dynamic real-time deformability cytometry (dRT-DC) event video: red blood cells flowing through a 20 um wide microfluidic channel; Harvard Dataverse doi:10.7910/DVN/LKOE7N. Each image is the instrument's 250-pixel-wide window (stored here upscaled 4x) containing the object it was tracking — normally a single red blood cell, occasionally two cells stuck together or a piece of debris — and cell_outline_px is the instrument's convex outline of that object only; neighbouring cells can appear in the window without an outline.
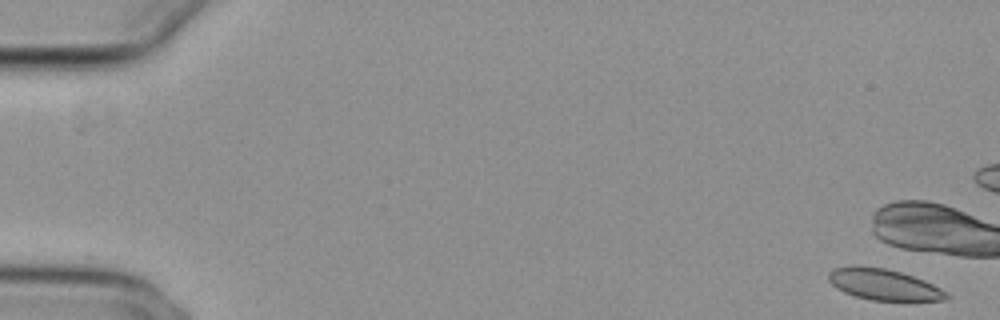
{"species": "common noctule bat (a hibernating species)", "species_latin": "Nyctalus noctula", "temperature_condition": "cold", "stored_images_in_passage": 6, "camera_frame_rate_fps": 3000, "um_per_image_px": 0.085, "animal": {"sex": "female", "body_mass_g": 29.2, "forearm_length_mm": 56.3}, "frame": {"image": 1, "passage_image": 1, "time_ms": 0.0, "image_size_px": [1000, 320], "cell_outline_px": [[952, 296], [944, 300], [872, 300], [856, 296], [844, 292], [836, 288], [828, 280], [828, 272], [832, 268], [852, 264], [856, 264], [884, 268], [900, 272], [924, 280], [948, 292]], "centroid_in_image_um": [75.07, 24.16], "position_along_channel_um": 9.9, "area_um2": 21.56}}